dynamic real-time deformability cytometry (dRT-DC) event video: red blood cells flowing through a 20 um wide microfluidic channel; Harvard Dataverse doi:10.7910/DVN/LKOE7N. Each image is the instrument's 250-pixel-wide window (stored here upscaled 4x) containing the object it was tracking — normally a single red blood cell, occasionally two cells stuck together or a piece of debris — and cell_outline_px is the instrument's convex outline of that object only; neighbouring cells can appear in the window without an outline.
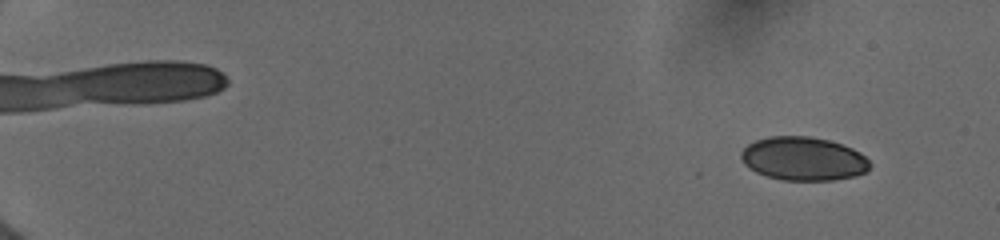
{"species": "human", "species_latin": "Homo sapiens", "temperature_condition": "cold", "stored_images_in_passage": 30, "camera_frame_rate_fps": 3000, "um_per_image_px": 0.085, "donor": {"sex": "female"}, "frame": {"image": 1, "passage_image": 2, "time_ms": 0.667, "image_size_px": [1000, 240], "cell_outline_px": [[872, 164], [864, 172], [856, 176], [832, 180], [784, 180], [768, 176], [756, 172], [744, 164], [740, 156], [740, 152], [748, 144], [756, 140], [768, 136], [808, 136], [828, 140], [852, 148], [860, 152]], "centroid_in_image_um": [68.27, 13.49], "position_along_channel_um": 16.7, "area_um2": 32.6}}
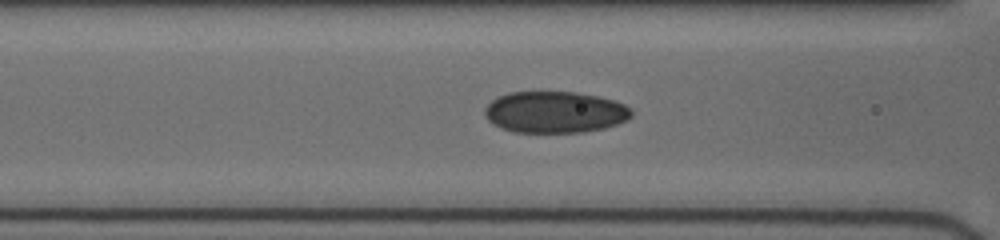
{"frame": {"image": 2, "passage_image": 18, "time_ms": 7.667, "image_size_px": [1000, 240], "cell_outline_px": [[632, 116], [628, 120], [604, 128], [584, 132], [512, 132], [500, 128], [488, 120], [484, 116], [484, 108], [496, 96], [508, 92], [576, 92], [600, 96], [616, 100], [632, 108]], "centroid_in_image_um": [47.17, 9.52], "position_along_channel_um": 119.4, "area_um2": 35.95}}
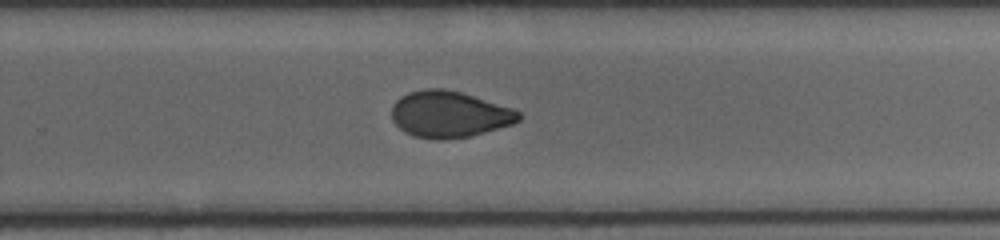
{"frame": {"image": 3, "passage_image": 30, "time_ms": 12.0, "image_size_px": [1000, 240], "cell_outline_px": [[520, 120], [512, 124], [484, 132], [468, 136], [440, 140], [436, 140], [412, 136], [400, 128], [392, 120], [392, 104], [400, 96], [408, 92], [424, 88], [444, 88], [460, 92], [512, 108], [520, 112]], "centroid_in_image_um": [38.15, 9.71], "position_along_channel_um": 291.7, "area_um2": 34.28}}